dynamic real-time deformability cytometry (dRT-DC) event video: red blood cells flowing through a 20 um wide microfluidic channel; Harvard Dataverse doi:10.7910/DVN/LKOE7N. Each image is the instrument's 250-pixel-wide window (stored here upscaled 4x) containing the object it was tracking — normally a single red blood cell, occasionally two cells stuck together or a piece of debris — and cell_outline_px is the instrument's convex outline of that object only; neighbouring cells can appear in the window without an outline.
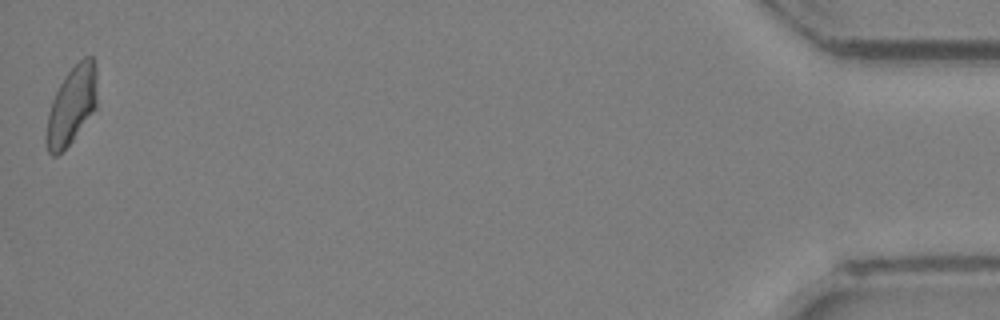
{"species": "Egyptian fruit bat (a non-hibernating species)", "species_latin": "Rousettus aegyptiacus", "temperature_condition": "room temperature", "stored_images_in_passage": 21, "camera_frame_rate_fps": 3000, "um_per_image_px": 0.085, "animal": {"sex": "female"}, "frame": {"image": 1, "passage_image": 21, "time_ms": 6.667, "image_size_px": [1000, 320], "cell_outline_px": [[96, 108], [72, 140], [56, 156], [52, 156], [48, 152], [44, 140], [44, 136], [48, 112], [52, 100], [64, 76], [84, 56], [92, 56], [96, 68]], "centroid_in_image_um": [6.06, 8.98], "position_along_channel_um": 429.1, "area_um2": 22.95}}